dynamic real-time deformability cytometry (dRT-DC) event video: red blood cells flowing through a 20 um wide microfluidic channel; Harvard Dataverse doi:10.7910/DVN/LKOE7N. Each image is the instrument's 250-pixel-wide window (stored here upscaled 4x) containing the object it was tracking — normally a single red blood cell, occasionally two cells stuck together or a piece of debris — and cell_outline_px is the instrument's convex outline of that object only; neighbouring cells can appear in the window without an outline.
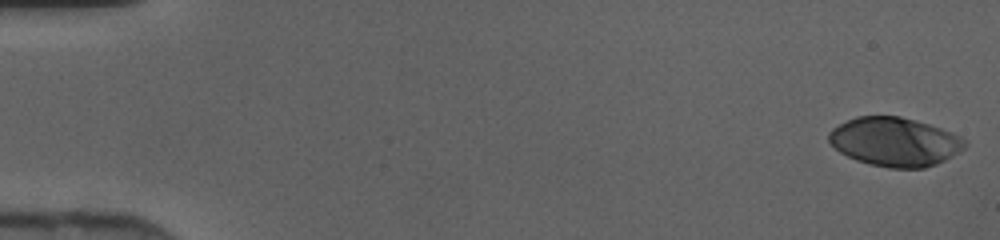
{"species": "human", "species_latin": "Homo sapiens", "temperature_condition": "cold", "stored_images_in_passage": 46, "camera_frame_rate_fps": 3000, "um_per_image_px": 0.085, "donor": {"sex": "female"}, "frame": {"image": 1, "passage_image": 1, "time_ms": 0.0, "image_size_px": [1000, 240], "cell_outline_px": [[968, 144], [964, 148], [944, 160], [936, 164], [924, 168], [888, 168], [856, 160], [840, 152], [828, 140], [828, 132], [832, 128], [856, 116], [900, 116], [916, 120], [952, 132], [968, 140]], "centroid_in_image_um": [76.07, 12.05], "position_along_channel_um": 8.9, "area_um2": 38.61}}
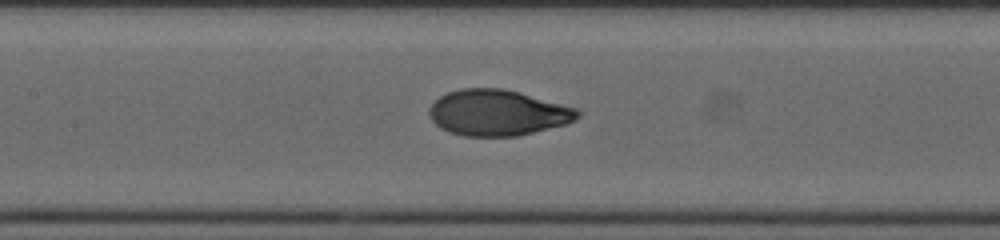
{"frame": {"image": 2, "passage_image": 22, "time_ms": 7.0, "image_size_px": [1000, 240], "cell_outline_px": [[580, 116], [576, 120], [568, 124], [516, 136], [464, 136], [448, 132], [440, 128], [432, 120], [428, 112], [428, 108], [440, 96], [448, 92], [460, 88], [504, 88], [520, 92], [576, 108], [580, 112]], "centroid_in_image_um": [42.3, 9.58], "position_along_channel_um": 165.1, "area_um2": 39.82}}
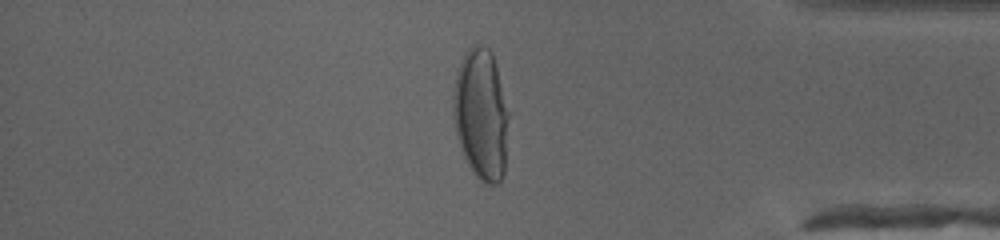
{"frame": {"image": 3, "passage_image": 39, "time_ms": 12.667, "image_size_px": [1000, 240], "cell_outline_px": [[508, 116], [504, 172], [500, 180], [496, 184], [488, 184], [480, 180], [472, 172], [464, 156], [456, 132], [452, 116], [452, 96], [456, 76], [460, 64], [468, 48], [472, 44], [480, 44], [488, 48], [492, 52], [508, 112]], "centroid_in_image_um": [40.87, 9.71], "position_along_channel_um": 394.3, "area_um2": 42.02}}